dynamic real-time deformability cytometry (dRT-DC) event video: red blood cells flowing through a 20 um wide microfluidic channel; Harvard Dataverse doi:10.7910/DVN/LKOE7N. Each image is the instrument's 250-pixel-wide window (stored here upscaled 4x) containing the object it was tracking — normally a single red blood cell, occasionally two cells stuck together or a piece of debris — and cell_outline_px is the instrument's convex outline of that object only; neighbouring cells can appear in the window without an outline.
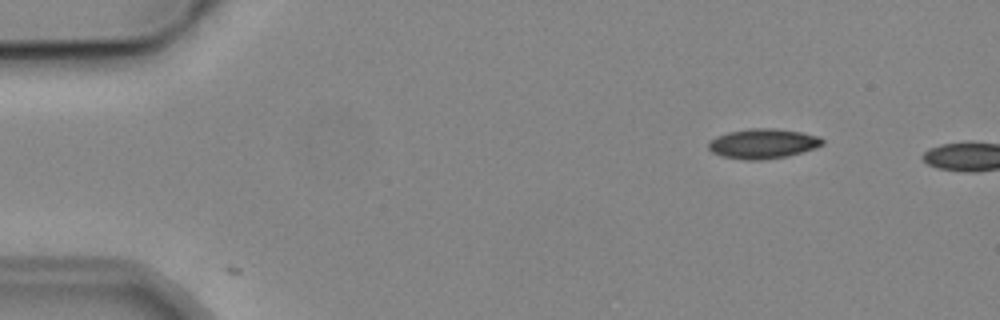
{"species": "common noctule bat (a hibernating species)", "species_latin": "Nyctalus noctula", "temperature_condition": "cold", "stored_images_in_passage": 2, "camera_frame_rate_fps": 3000, "um_per_image_px": 0.085, "animal": {"sex": "male", "body_mass_g": 19.2, "forearm_length_mm": 51.8}, "frame": {"image": 1, "passage_image": 2, "time_ms": 1.333, "image_size_px": [1000, 320], "cell_outline_px": [[824, 144], [816, 148], [788, 156], [764, 160], [744, 160], [720, 156], [712, 152], [708, 148], [708, 140], [716, 136], [728, 132], [748, 128], [772, 128], [800, 132], [820, 136], [824, 140]], "centroid_in_image_um": [64.83, 12.21], "position_along_channel_um": 20.2, "area_um2": 20.11}}